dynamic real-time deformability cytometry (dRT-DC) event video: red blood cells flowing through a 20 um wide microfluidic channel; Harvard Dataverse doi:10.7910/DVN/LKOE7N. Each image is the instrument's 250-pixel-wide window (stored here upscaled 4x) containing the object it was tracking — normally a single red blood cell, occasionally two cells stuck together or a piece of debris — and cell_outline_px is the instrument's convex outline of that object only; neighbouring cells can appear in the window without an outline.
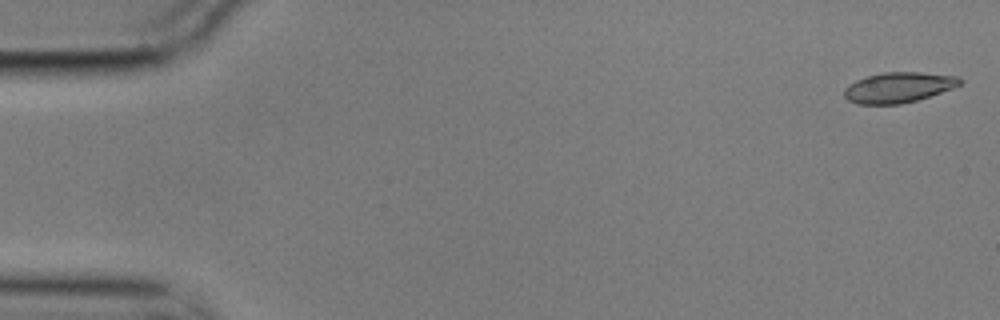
{"species": "common noctule bat (a hibernating species)", "species_latin": "Nyctalus noctula", "temperature_condition": "cold", "stored_images_in_passage": 5, "segment_of_instrument_passage": [2, 2], "camera_frame_rate_fps": 3000, "um_per_image_px": 0.085, "animal": {"sex": "male", "body_mass_g": 17.9}, "frame": {"image": 1, "passage_image": 5, "time_ms": 1.333, "image_size_px": [1000, 320], "cell_outline_px": [[964, 80], [960, 84], [952, 88], [916, 100], [900, 104], [856, 104], [848, 100], [844, 96], [844, 88], [848, 84], [856, 80], [868, 76], [884, 72], [920, 72], [960, 76]], "centroid_in_image_um": [76.36, 7.42], "position_along_channel_um": 8.6, "area_um2": 20.46}}